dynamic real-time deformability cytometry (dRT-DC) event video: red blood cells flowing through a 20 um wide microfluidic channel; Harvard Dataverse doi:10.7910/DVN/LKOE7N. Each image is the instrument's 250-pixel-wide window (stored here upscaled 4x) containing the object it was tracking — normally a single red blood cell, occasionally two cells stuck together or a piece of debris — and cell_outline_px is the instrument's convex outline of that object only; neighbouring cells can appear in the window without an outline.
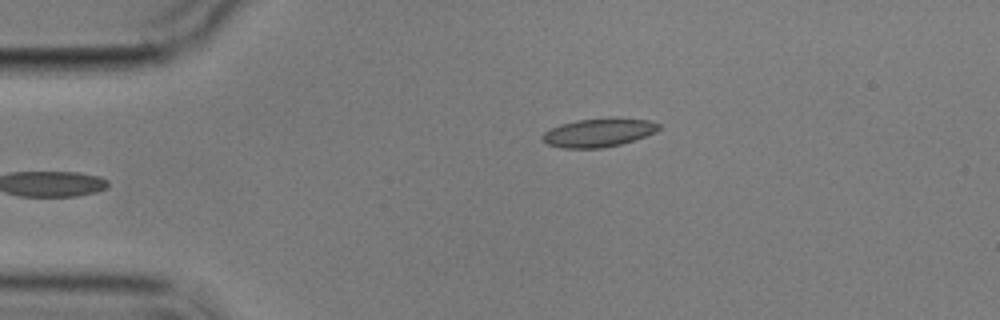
{"species": "common noctule bat (a hibernating species)", "species_latin": "Nyctalus noctula", "temperature_condition": "cold", "stored_images_in_passage": 4, "camera_frame_rate_fps": 3000, "um_per_image_px": 0.085, "animal": {"sex": "male", "body_mass_g": 17.9}, "frame": {"image": 1, "passage_image": 4, "time_ms": 4.333, "image_size_px": [1000, 320], "cell_outline_px": [[660, 128], [656, 132], [620, 144], [600, 148], [564, 148], [548, 144], [540, 136], [544, 132], [560, 124], [576, 120], [612, 116], [648, 120], [660, 124]], "centroid_in_image_um": [50.89, 11.24], "position_along_channel_um": 34.1, "area_um2": 19.48}}